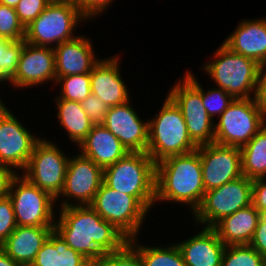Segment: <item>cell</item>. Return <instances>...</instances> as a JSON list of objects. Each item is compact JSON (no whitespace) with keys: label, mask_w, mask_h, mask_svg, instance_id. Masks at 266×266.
<instances>
[{"label":"cell","mask_w":266,"mask_h":266,"mask_svg":"<svg viewBox=\"0 0 266 266\" xmlns=\"http://www.w3.org/2000/svg\"><path fill=\"white\" fill-rule=\"evenodd\" d=\"M247 18L237 22L234 31L223 41L235 53L266 65V17Z\"/></svg>","instance_id":"obj_20"},{"label":"cell","mask_w":266,"mask_h":266,"mask_svg":"<svg viewBox=\"0 0 266 266\" xmlns=\"http://www.w3.org/2000/svg\"><path fill=\"white\" fill-rule=\"evenodd\" d=\"M252 205L261 214H266V178L252 180Z\"/></svg>","instance_id":"obj_39"},{"label":"cell","mask_w":266,"mask_h":266,"mask_svg":"<svg viewBox=\"0 0 266 266\" xmlns=\"http://www.w3.org/2000/svg\"><path fill=\"white\" fill-rule=\"evenodd\" d=\"M255 99L266 121V65L261 66Z\"/></svg>","instance_id":"obj_41"},{"label":"cell","mask_w":266,"mask_h":266,"mask_svg":"<svg viewBox=\"0 0 266 266\" xmlns=\"http://www.w3.org/2000/svg\"><path fill=\"white\" fill-rule=\"evenodd\" d=\"M55 111L57 113V123L66 132L68 140L74 146H78L89 134L93 123L82 108L81 102L65 99H54Z\"/></svg>","instance_id":"obj_25"},{"label":"cell","mask_w":266,"mask_h":266,"mask_svg":"<svg viewBox=\"0 0 266 266\" xmlns=\"http://www.w3.org/2000/svg\"><path fill=\"white\" fill-rule=\"evenodd\" d=\"M205 192L199 146L192 152L170 156L156 164L155 206L162 202L186 205L192 216Z\"/></svg>","instance_id":"obj_2"},{"label":"cell","mask_w":266,"mask_h":266,"mask_svg":"<svg viewBox=\"0 0 266 266\" xmlns=\"http://www.w3.org/2000/svg\"><path fill=\"white\" fill-rule=\"evenodd\" d=\"M261 213L250 206L223 217L212 228L226 245H248L254 235Z\"/></svg>","instance_id":"obj_24"},{"label":"cell","mask_w":266,"mask_h":266,"mask_svg":"<svg viewBox=\"0 0 266 266\" xmlns=\"http://www.w3.org/2000/svg\"><path fill=\"white\" fill-rule=\"evenodd\" d=\"M91 37L81 33L54 48L56 80L60 77L91 73L101 60L95 53Z\"/></svg>","instance_id":"obj_19"},{"label":"cell","mask_w":266,"mask_h":266,"mask_svg":"<svg viewBox=\"0 0 266 266\" xmlns=\"http://www.w3.org/2000/svg\"><path fill=\"white\" fill-rule=\"evenodd\" d=\"M114 1L116 0H73L89 23L93 19H100L99 17L104 13L106 14Z\"/></svg>","instance_id":"obj_37"},{"label":"cell","mask_w":266,"mask_h":266,"mask_svg":"<svg viewBox=\"0 0 266 266\" xmlns=\"http://www.w3.org/2000/svg\"><path fill=\"white\" fill-rule=\"evenodd\" d=\"M90 206L128 240L139 237L149 215V211L134 196L116 191L104 182Z\"/></svg>","instance_id":"obj_9"},{"label":"cell","mask_w":266,"mask_h":266,"mask_svg":"<svg viewBox=\"0 0 266 266\" xmlns=\"http://www.w3.org/2000/svg\"><path fill=\"white\" fill-rule=\"evenodd\" d=\"M25 39L12 41L0 37V81L9 83L14 77Z\"/></svg>","instance_id":"obj_30"},{"label":"cell","mask_w":266,"mask_h":266,"mask_svg":"<svg viewBox=\"0 0 266 266\" xmlns=\"http://www.w3.org/2000/svg\"><path fill=\"white\" fill-rule=\"evenodd\" d=\"M207 88L209 89L201 85V99L208 115L214 121L228 108L234 98L225 90L213 85Z\"/></svg>","instance_id":"obj_32"},{"label":"cell","mask_w":266,"mask_h":266,"mask_svg":"<svg viewBox=\"0 0 266 266\" xmlns=\"http://www.w3.org/2000/svg\"><path fill=\"white\" fill-rule=\"evenodd\" d=\"M87 266H101V264L100 263H90Z\"/></svg>","instance_id":"obj_47"},{"label":"cell","mask_w":266,"mask_h":266,"mask_svg":"<svg viewBox=\"0 0 266 266\" xmlns=\"http://www.w3.org/2000/svg\"><path fill=\"white\" fill-rule=\"evenodd\" d=\"M88 21L78 6L69 0H52L44 11L25 28V41L35 46L55 48L78 36L79 24Z\"/></svg>","instance_id":"obj_6"},{"label":"cell","mask_w":266,"mask_h":266,"mask_svg":"<svg viewBox=\"0 0 266 266\" xmlns=\"http://www.w3.org/2000/svg\"><path fill=\"white\" fill-rule=\"evenodd\" d=\"M199 229L195 235L187 237L188 239L175 241L184 263L186 266H221L226 245L212 227H199Z\"/></svg>","instance_id":"obj_21"},{"label":"cell","mask_w":266,"mask_h":266,"mask_svg":"<svg viewBox=\"0 0 266 266\" xmlns=\"http://www.w3.org/2000/svg\"><path fill=\"white\" fill-rule=\"evenodd\" d=\"M121 55L113 54L108 58H101L90 73L91 93L98 97L109 107L130 101V95L126 79L121 73Z\"/></svg>","instance_id":"obj_18"},{"label":"cell","mask_w":266,"mask_h":266,"mask_svg":"<svg viewBox=\"0 0 266 266\" xmlns=\"http://www.w3.org/2000/svg\"><path fill=\"white\" fill-rule=\"evenodd\" d=\"M19 1L20 0H0V3L15 9Z\"/></svg>","instance_id":"obj_44"},{"label":"cell","mask_w":266,"mask_h":266,"mask_svg":"<svg viewBox=\"0 0 266 266\" xmlns=\"http://www.w3.org/2000/svg\"><path fill=\"white\" fill-rule=\"evenodd\" d=\"M45 137L37 142L25 169L20 174L56 199L64 187L70 155L62 151V146L57 145L58 142Z\"/></svg>","instance_id":"obj_10"},{"label":"cell","mask_w":266,"mask_h":266,"mask_svg":"<svg viewBox=\"0 0 266 266\" xmlns=\"http://www.w3.org/2000/svg\"><path fill=\"white\" fill-rule=\"evenodd\" d=\"M0 266H24L18 262H15L10 256H8L1 248H0Z\"/></svg>","instance_id":"obj_43"},{"label":"cell","mask_w":266,"mask_h":266,"mask_svg":"<svg viewBox=\"0 0 266 266\" xmlns=\"http://www.w3.org/2000/svg\"><path fill=\"white\" fill-rule=\"evenodd\" d=\"M217 119L214 142L238 148L246 145L266 125L255 97L234 99Z\"/></svg>","instance_id":"obj_11"},{"label":"cell","mask_w":266,"mask_h":266,"mask_svg":"<svg viewBox=\"0 0 266 266\" xmlns=\"http://www.w3.org/2000/svg\"><path fill=\"white\" fill-rule=\"evenodd\" d=\"M240 150L242 174L252 180L266 178V125Z\"/></svg>","instance_id":"obj_27"},{"label":"cell","mask_w":266,"mask_h":266,"mask_svg":"<svg viewBox=\"0 0 266 266\" xmlns=\"http://www.w3.org/2000/svg\"><path fill=\"white\" fill-rule=\"evenodd\" d=\"M149 118L146 152L156 164L170 156L186 154L198 148L189 136L180 109L168 96L158 113Z\"/></svg>","instance_id":"obj_5"},{"label":"cell","mask_w":266,"mask_h":266,"mask_svg":"<svg viewBox=\"0 0 266 266\" xmlns=\"http://www.w3.org/2000/svg\"><path fill=\"white\" fill-rule=\"evenodd\" d=\"M24 124L8 107L0 112V165L16 174L25 169L35 145L43 137L33 134L31 127L28 129Z\"/></svg>","instance_id":"obj_14"},{"label":"cell","mask_w":266,"mask_h":266,"mask_svg":"<svg viewBox=\"0 0 266 266\" xmlns=\"http://www.w3.org/2000/svg\"><path fill=\"white\" fill-rule=\"evenodd\" d=\"M259 254L266 251V214H261L253 238L249 243Z\"/></svg>","instance_id":"obj_40"},{"label":"cell","mask_w":266,"mask_h":266,"mask_svg":"<svg viewBox=\"0 0 266 266\" xmlns=\"http://www.w3.org/2000/svg\"><path fill=\"white\" fill-rule=\"evenodd\" d=\"M75 149L102 169L113 165L129 153L119 139L102 124L93 125L89 134Z\"/></svg>","instance_id":"obj_22"},{"label":"cell","mask_w":266,"mask_h":266,"mask_svg":"<svg viewBox=\"0 0 266 266\" xmlns=\"http://www.w3.org/2000/svg\"><path fill=\"white\" fill-rule=\"evenodd\" d=\"M212 54V60L199 67L213 80L215 87L225 90L234 99L256 96L261 65L252 58L233 52L222 42Z\"/></svg>","instance_id":"obj_3"},{"label":"cell","mask_w":266,"mask_h":266,"mask_svg":"<svg viewBox=\"0 0 266 266\" xmlns=\"http://www.w3.org/2000/svg\"><path fill=\"white\" fill-rule=\"evenodd\" d=\"M199 154L206 192L243 176L240 148L213 142L199 146Z\"/></svg>","instance_id":"obj_15"},{"label":"cell","mask_w":266,"mask_h":266,"mask_svg":"<svg viewBox=\"0 0 266 266\" xmlns=\"http://www.w3.org/2000/svg\"><path fill=\"white\" fill-rule=\"evenodd\" d=\"M52 0H20L16 6V14L26 28L48 6Z\"/></svg>","instance_id":"obj_35"},{"label":"cell","mask_w":266,"mask_h":266,"mask_svg":"<svg viewBox=\"0 0 266 266\" xmlns=\"http://www.w3.org/2000/svg\"><path fill=\"white\" fill-rule=\"evenodd\" d=\"M59 93L53 99H65L82 102L91 94L90 73L60 77L55 82V88Z\"/></svg>","instance_id":"obj_29"},{"label":"cell","mask_w":266,"mask_h":266,"mask_svg":"<svg viewBox=\"0 0 266 266\" xmlns=\"http://www.w3.org/2000/svg\"><path fill=\"white\" fill-rule=\"evenodd\" d=\"M221 266H265V264L262 254L248 244L226 246Z\"/></svg>","instance_id":"obj_31"},{"label":"cell","mask_w":266,"mask_h":266,"mask_svg":"<svg viewBox=\"0 0 266 266\" xmlns=\"http://www.w3.org/2000/svg\"><path fill=\"white\" fill-rule=\"evenodd\" d=\"M56 82L54 48L35 46L25 42L20 55L15 77L7 86L18 90L42 87ZM42 85V86H41Z\"/></svg>","instance_id":"obj_16"},{"label":"cell","mask_w":266,"mask_h":266,"mask_svg":"<svg viewBox=\"0 0 266 266\" xmlns=\"http://www.w3.org/2000/svg\"><path fill=\"white\" fill-rule=\"evenodd\" d=\"M131 102L133 100L110 107L102 125L117 137L129 152H146L149 116L145 120L141 118Z\"/></svg>","instance_id":"obj_17"},{"label":"cell","mask_w":266,"mask_h":266,"mask_svg":"<svg viewBox=\"0 0 266 266\" xmlns=\"http://www.w3.org/2000/svg\"><path fill=\"white\" fill-rule=\"evenodd\" d=\"M138 238L128 240V242L140 253L144 266H186L175 242H167L166 246H147L146 243H140Z\"/></svg>","instance_id":"obj_28"},{"label":"cell","mask_w":266,"mask_h":266,"mask_svg":"<svg viewBox=\"0 0 266 266\" xmlns=\"http://www.w3.org/2000/svg\"><path fill=\"white\" fill-rule=\"evenodd\" d=\"M54 227L17 226L0 248L15 262L30 266Z\"/></svg>","instance_id":"obj_23"},{"label":"cell","mask_w":266,"mask_h":266,"mask_svg":"<svg viewBox=\"0 0 266 266\" xmlns=\"http://www.w3.org/2000/svg\"><path fill=\"white\" fill-rule=\"evenodd\" d=\"M262 258H263L264 264H265V266H266V251H264V252L262 253Z\"/></svg>","instance_id":"obj_46"},{"label":"cell","mask_w":266,"mask_h":266,"mask_svg":"<svg viewBox=\"0 0 266 266\" xmlns=\"http://www.w3.org/2000/svg\"><path fill=\"white\" fill-rule=\"evenodd\" d=\"M15 175L11 168L0 165V199L8 196L10 183Z\"/></svg>","instance_id":"obj_42"},{"label":"cell","mask_w":266,"mask_h":266,"mask_svg":"<svg viewBox=\"0 0 266 266\" xmlns=\"http://www.w3.org/2000/svg\"><path fill=\"white\" fill-rule=\"evenodd\" d=\"M57 209L54 230L69 247L91 263H100L108 253L120 250L128 242L119 230L102 219L90 205Z\"/></svg>","instance_id":"obj_1"},{"label":"cell","mask_w":266,"mask_h":266,"mask_svg":"<svg viewBox=\"0 0 266 266\" xmlns=\"http://www.w3.org/2000/svg\"><path fill=\"white\" fill-rule=\"evenodd\" d=\"M101 266H144L140 253L127 242L120 250L108 253Z\"/></svg>","instance_id":"obj_34"},{"label":"cell","mask_w":266,"mask_h":266,"mask_svg":"<svg viewBox=\"0 0 266 266\" xmlns=\"http://www.w3.org/2000/svg\"><path fill=\"white\" fill-rule=\"evenodd\" d=\"M8 196L13 204L17 226L54 227L57 205L49 192L18 173L11 180Z\"/></svg>","instance_id":"obj_8"},{"label":"cell","mask_w":266,"mask_h":266,"mask_svg":"<svg viewBox=\"0 0 266 266\" xmlns=\"http://www.w3.org/2000/svg\"><path fill=\"white\" fill-rule=\"evenodd\" d=\"M81 105L94 125L103 124L110 108L92 93L81 102Z\"/></svg>","instance_id":"obj_38"},{"label":"cell","mask_w":266,"mask_h":266,"mask_svg":"<svg viewBox=\"0 0 266 266\" xmlns=\"http://www.w3.org/2000/svg\"><path fill=\"white\" fill-rule=\"evenodd\" d=\"M17 227L13 204L9 196L0 199V245Z\"/></svg>","instance_id":"obj_36"},{"label":"cell","mask_w":266,"mask_h":266,"mask_svg":"<svg viewBox=\"0 0 266 266\" xmlns=\"http://www.w3.org/2000/svg\"><path fill=\"white\" fill-rule=\"evenodd\" d=\"M252 204V179L244 175L205 192L199 208L192 215L193 226L213 227L223 217Z\"/></svg>","instance_id":"obj_12"},{"label":"cell","mask_w":266,"mask_h":266,"mask_svg":"<svg viewBox=\"0 0 266 266\" xmlns=\"http://www.w3.org/2000/svg\"><path fill=\"white\" fill-rule=\"evenodd\" d=\"M0 37L17 41L25 37V27L20 22L16 10L0 3Z\"/></svg>","instance_id":"obj_33"},{"label":"cell","mask_w":266,"mask_h":266,"mask_svg":"<svg viewBox=\"0 0 266 266\" xmlns=\"http://www.w3.org/2000/svg\"><path fill=\"white\" fill-rule=\"evenodd\" d=\"M90 263L53 230L30 266H87Z\"/></svg>","instance_id":"obj_26"},{"label":"cell","mask_w":266,"mask_h":266,"mask_svg":"<svg viewBox=\"0 0 266 266\" xmlns=\"http://www.w3.org/2000/svg\"><path fill=\"white\" fill-rule=\"evenodd\" d=\"M182 80L178 78L169 88L167 96L180 109L191 140L197 145L214 142L215 121L208 115L201 99V82L190 69L184 71Z\"/></svg>","instance_id":"obj_7"},{"label":"cell","mask_w":266,"mask_h":266,"mask_svg":"<svg viewBox=\"0 0 266 266\" xmlns=\"http://www.w3.org/2000/svg\"><path fill=\"white\" fill-rule=\"evenodd\" d=\"M102 182L103 169L78 152L69 157L64 187L56 205L59 208L91 205Z\"/></svg>","instance_id":"obj_13"},{"label":"cell","mask_w":266,"mask_h":266,"mask_svg":"<svg viewBox=\"0 0 266 266\" xmlns=\"http://www.w3.org/2000/svg\"><path fill=\"white\" fill-rule=\"evenodd\" d=\"M0 83H1V85L3 86V83L0 81ZM2 98V96H0V112H2L7 106H6V104H7V102L5 103V102H3V101H5L4 99L2 100L1 99Z\"/></svg>","instance_id":"obj_45"},{"label":"cell","mask_w":266,"mask_h":266,"mask_svg":"<svg viewBox=\"0 0 266 266\" xmlns=\"http://www.w3.org/2000/svg\"><path fill=\"white\" fill-rule=\"evenodd\" d=\"M155 181L156 163L147 152H129L103 169L108 187L134 196L150 213L155 207Z\"/></svg>","instance_id":"obj_4"}]
</instances>
